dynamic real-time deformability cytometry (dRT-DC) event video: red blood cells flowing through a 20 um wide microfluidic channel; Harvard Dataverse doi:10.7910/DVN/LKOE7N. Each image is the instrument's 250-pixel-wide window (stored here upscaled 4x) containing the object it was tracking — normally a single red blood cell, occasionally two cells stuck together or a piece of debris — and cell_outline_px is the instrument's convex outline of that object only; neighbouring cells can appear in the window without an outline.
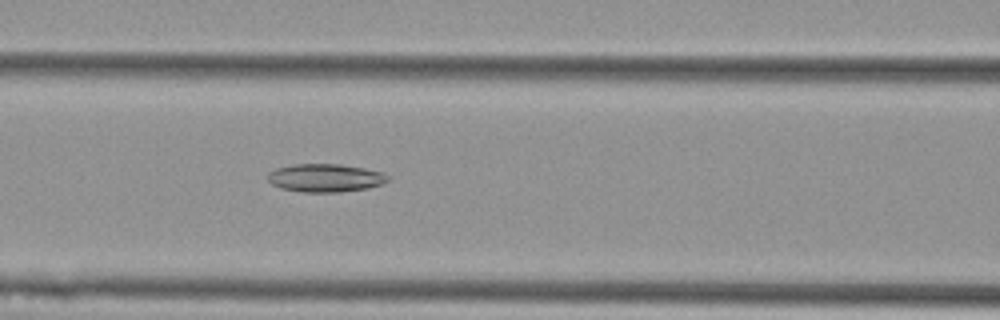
{"species": "Egyptian fruit bat (a non-hibernating species)", "species_latin": "Rousettus aegyptiacus", "temperature_condition": "cold", "stored_images_in_passage": 56, "camera_frame_rate_fps": 3000, "um_per_image_px": 0.085, "animal": {"sex": "female"}, "frame": {"image": 1, "passage_image": 24, "time_ms": 7.667, "image_size_px": [1000, 320], "cell_outline_px": [[388, 180], [380, 184], [368, 188], [340, 192], [304, 192], [280, 188], [272, 184], [268, 180], [268, 172], [276, 168], [292, 164], [340, 164], [364, 168], [384, 172], [388, 176]], "centroid_in_image_um": [27.63, 15.11], "position_along_channel_um": 139.0, "area_um2": 19.71}}
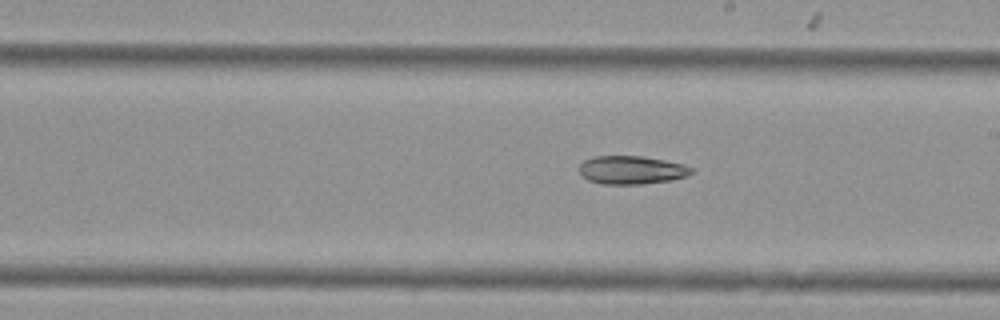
{"frame": {"image": 2, "passage_image": 32, "time_ms": 10.333, "image_size_px": [1000, 320], "cell_outline_px": [[692, 172], [684, 176], [672, 180], [640, 184], [604, 184], [588, 180], [580, 172], [580, 164], [584, 160], [592, 156], [644, 156], [684, 164], [692, 168]], "centroid_in_image_um": [53.67, 14.44], "position_along_channel_um": 235.3, "area_um2": 18.38}}
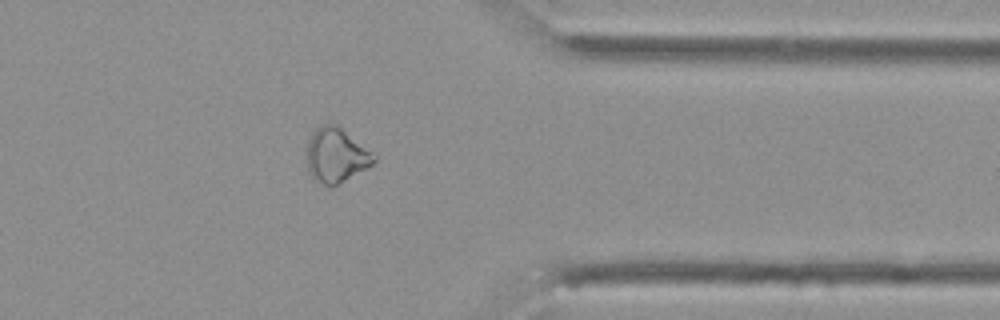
{"frame": {"image": 3, "passage_image": 45, "time_ms": 14.667, "image_size_px": [1000, 320], "cell_outline_px": [[376, 160], [372, 164], [332, 188], [328, 188], [316, 180], [312, 176], [308, 168], [308, 140], [312, 132], [320, 124], [336, 124], [376, 156]], "centroid_in_image_um": [28.54, 13.21], "position_along_channel_um": 382.9, "area_um2": 20.92}}